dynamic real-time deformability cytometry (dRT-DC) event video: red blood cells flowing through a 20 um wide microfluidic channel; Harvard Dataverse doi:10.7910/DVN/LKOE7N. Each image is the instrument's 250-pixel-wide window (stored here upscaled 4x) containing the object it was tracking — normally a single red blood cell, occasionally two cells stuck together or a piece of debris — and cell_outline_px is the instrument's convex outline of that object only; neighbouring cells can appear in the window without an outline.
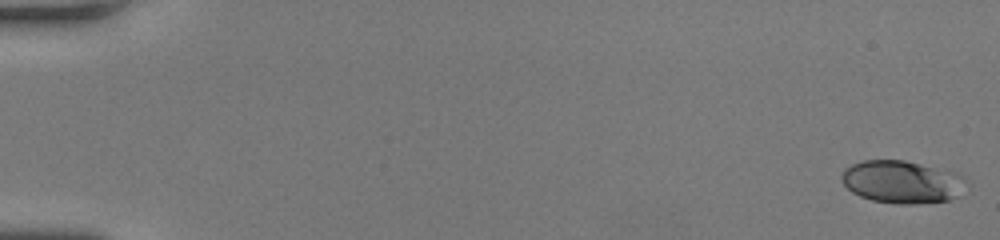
{"species": "human", "species_latin": "Homo sapiens", "temperature_condition": "room temperature", "stored_images_in_passage": 50, "camera_frame_rate_fps": 3000, "um_per_image_px": 0.085, "donor": {"sex": "female"}, "frame": {"image": 1, "passage_image": 1, "time_ms": 0.0, "image_size_px": [1000, 240], "cell_outline_px": [[956, 196], [948, 200], [916, 204], [896, 204], [872, 200], [860, 196], [852, 192], [844, 184], [840, 176], [844, 168], [852, 164], [864, 160], [904, 160], [932, 168], [948, 184]], "centroid_in_image_um": [76.16, 15.49], "position_along_channel_um": 8.8, "area_um2": 27.74}}
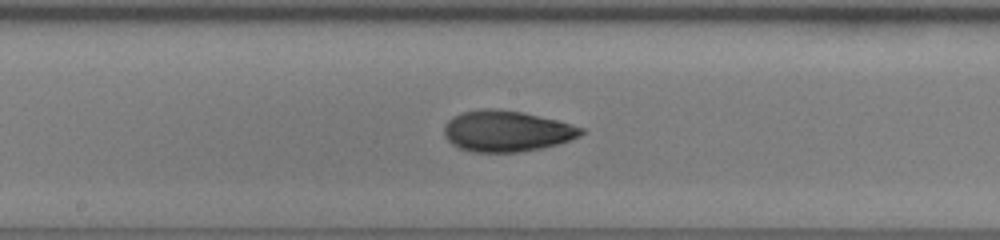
{"frame": {"image": 2, "passage_image": 28, "time_ms": 9.0, "image_size_px": [1000, 240], "cell_outline_px": [[584, 132], [580, 136], [560, 144], [520, 152], [472, 152], [460, 148], [452, 144], [444, 136], [444, 124], [452, 116], [464, 112], [480, 108], [492, 108], [524, 112], [556, 120], [584, 128]], "centroid_in_image_um": [43.05, 11.14], "position_along_channel_um": 205.2, "area_um2": 32.89}}
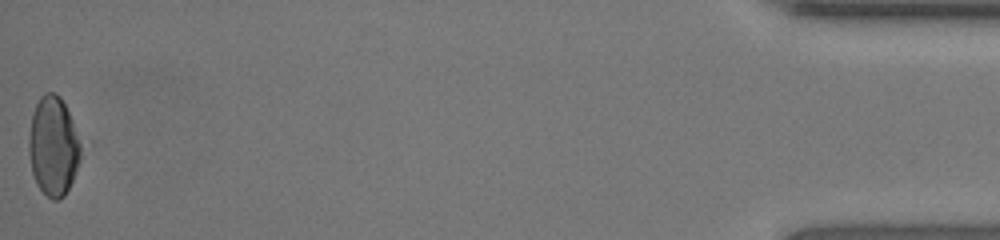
{"frame": {"image": 3, "passage_image": 50, "time_ms": 16.333, "image_size_px": [1000, 240], "cell_outline_px": [[80, 160], [72, 180], [64, 196], [56, 200], [52, 200], [36, 184], [32, 172], [28, 152], [28, 136], [32, 112], [40, 96], [44, 92], [56, 92], [60, 96], [72, 120], [80, 144]], "centroid_in_image_um": [4.49, 12.4], "position_along_channel_um": 430.7, "area_um2": 29.94}, "authors_computed_cell_mechanics": {"area_um2": 31.1253, "velocity_mm_per_s": 4.3125, "shape_relaxation_time_tau1_ms": 5.3388, "shape_relaxation_time_tau2_ms": 1.8082, "deformation_change_tau1": 0.1773, "deformation_change_tau2": 0.0668}}